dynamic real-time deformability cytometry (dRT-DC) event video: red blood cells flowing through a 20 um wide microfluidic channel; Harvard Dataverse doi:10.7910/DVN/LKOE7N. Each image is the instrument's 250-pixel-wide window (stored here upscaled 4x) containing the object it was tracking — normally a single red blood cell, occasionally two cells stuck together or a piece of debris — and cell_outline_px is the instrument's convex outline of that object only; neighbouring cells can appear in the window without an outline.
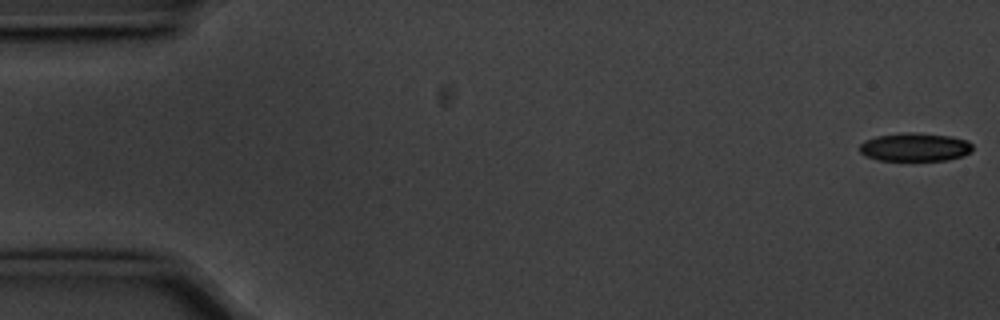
{"species": "common noctule bat (a hibernating species)", "species_latin": "Nyctalus noctula", "temperature_condition": "cold", "stored_images_in_passage": 53, "camera_frame_rate_fps": 3000, "um_per_image_px": 0.085, "animal": {"sex": "male", "body_mass_g": 20.1, "forearm_length_mm": 53.5}, "frame": {"image": 1, "passage_image": 1, "time_ms": 0.0, "image_size_px": [1000, 320], "cell_outline_px": [[972, 152], [964, 156], [948, 160], [880, 160], [864, 156], [860, 152], [860, 144], [864, 140], [876, 136], [900, 132], [912, 132], [952, 136], [968, 140], [972, 144]], "centroid_in_image_um": [77.79, 12.49], "position_along_channel_um": 7.2, "area_um2": 18.96}}
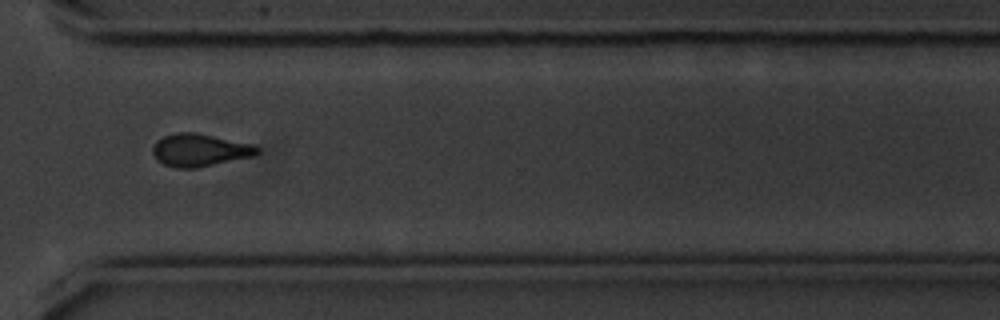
{"frame": {"image": 2, "passage_image": 41, "time_ms": 13.333, "image_size_px": [1000, 320], "cell_outline_px": [[260, 152], [252, 156], [196, 168], [176, 168], [164, 164], [156, 160], [152, 152], [152, 148], [156, 140], [164, 136], [176, 132], [196, 132], [252, 144], [260, 148]], "centroid_in_image_um": [16.94, 12.75], "position_along_channel_um": 353.7, "area_um2": 19.88}}
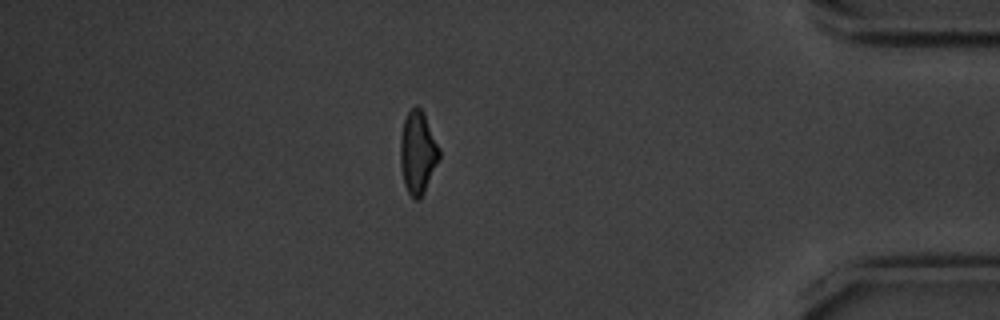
{"frame": {"image": 3, "passage_image": 48, "time_ms": 15.667, "image_size_px": [1000, 320], "cell_outline_px": [[440, 160], [420, 200], [412, 200], [404, 184], [400, 164], [400, 136], [404, 120], [408, 112], [416, 104], [424, 112], [440, 148]], "centroid_in_image_um": [35.52, 12.98], "position_along_channel_um": 399.7, "area_um2": 19.13}}